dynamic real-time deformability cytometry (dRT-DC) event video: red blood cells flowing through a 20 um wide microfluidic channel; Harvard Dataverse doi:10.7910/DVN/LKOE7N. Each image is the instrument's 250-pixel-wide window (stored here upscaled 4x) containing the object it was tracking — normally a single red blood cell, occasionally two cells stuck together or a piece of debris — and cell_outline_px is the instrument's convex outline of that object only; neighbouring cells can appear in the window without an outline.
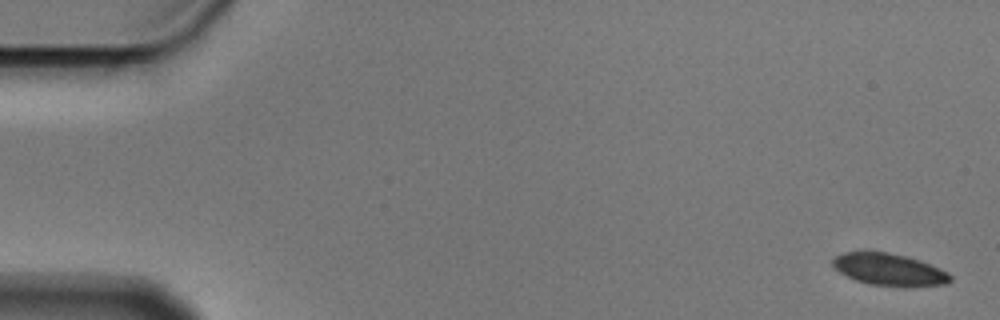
{"species": "Egyptian fruit bat (a non-hibernating species)", "species_latin": "Rousettus aegyptiacus", "temperature_condition": "cold", "stored_images_in_passage": 6, "camera_frame_rate_fps": 3000, "um_per_image_px": 0.085, "animal": {"sex": "male"}, "frame": {"image": 1, "passage_image": 1, "time_ms": 0.0, "image_size_px": [1000, 320], "cell_outline_px": [[952, 280], [948, 284], [908, 288], [904, 288], [868, 284], [856, 280], [840, 272], [832, 264], [832, 256], [844, 252], [884, 252], [908, 256], [920, 260], [940, 268], [948, 272], [952, 276]], "centroid_in_image_um": [75.63, 22.94], "position_along_channel_um": 9.4, "area_um2": 22.43}}